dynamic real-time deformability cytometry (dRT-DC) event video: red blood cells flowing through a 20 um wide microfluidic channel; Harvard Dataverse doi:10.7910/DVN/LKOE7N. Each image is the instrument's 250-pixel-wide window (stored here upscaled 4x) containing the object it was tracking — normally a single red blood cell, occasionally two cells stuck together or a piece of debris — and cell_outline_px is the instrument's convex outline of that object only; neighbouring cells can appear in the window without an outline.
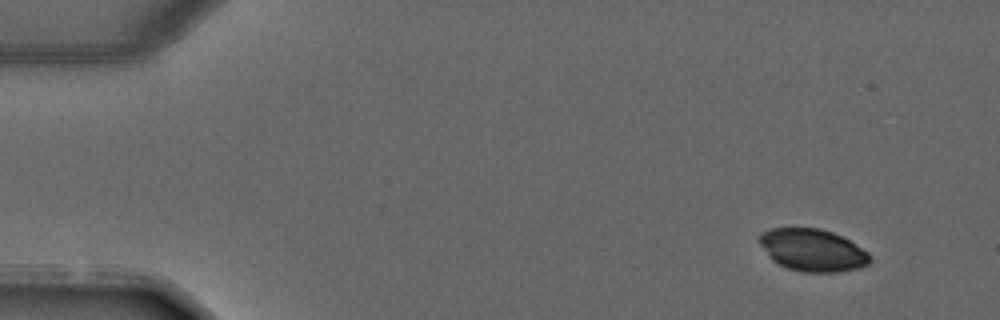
{"species": "common noctule bat (a hibernating species)", "species_latin": "Nyctalus noctula", "temperature_condition": "warm", "stored_images_in_passage": 3, "camera_frame_rate_fps": 3000, "um_per_image_px": 0.085, "animal": {"sex": "male", "forearm_length_mm": 52.5}, "frame": {"image": 1, "passage_image": 1, "time_ms": 0.0, "image_size_px": [1000, 320], "cell_outline_px": [[872, 260], [868, 264], [860, 268], [836, 272], [804, 272], [788, 268], [772, 260], [760, 244], [760, 232], [772, 228], [820, 228], [832, 232], [848, 240], [868, 252]], "centroid_in_image_um": [69.08, 21.26], "position_along_channel_um": 15.9, "area_um2": 27.05}}